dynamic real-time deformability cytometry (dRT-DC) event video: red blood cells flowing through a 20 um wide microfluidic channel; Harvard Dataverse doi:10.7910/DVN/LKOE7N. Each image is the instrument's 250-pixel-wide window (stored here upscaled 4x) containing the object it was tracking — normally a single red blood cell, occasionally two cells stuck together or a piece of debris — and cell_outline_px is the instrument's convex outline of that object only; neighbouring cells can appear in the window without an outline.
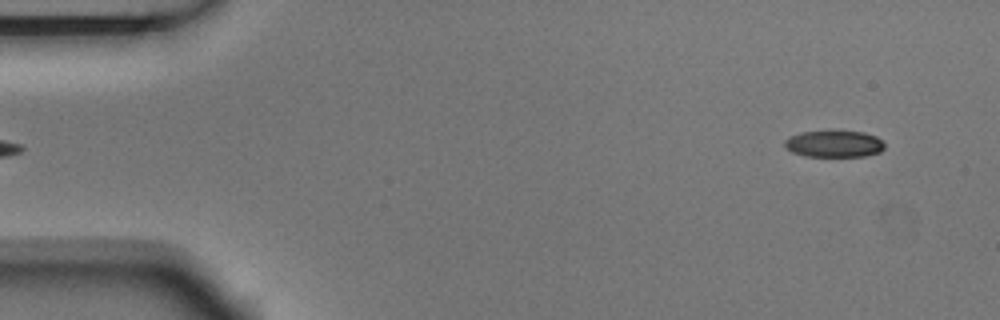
{"species": "Egyptian fruit bat (a non-hibernating species)", "species_latin": "Rousettus aegyptiacus", "temperature_condition": "room temperature", "stored_images_in_passage": 5, "camera_frame_rate_fps": 3000, "um_per_image_px": 0.085, "animal": {"sex": "male"}, "frame": {"image": 1, "passage_image": 5, "time_ms": 1.333, "image_size_px": [1000, 320], "cell_outline_px": [[884, 148], [880, 152], [864, 156], [804, 156], [792, 152], [784, 148], [784, 140], [788, 136], [800, 132], [828, 128], [832, 128], [864, 132], [876, 136], [884, 144]], "centroid_in_image_um": [70.84, 12.17], "position_along_channel_um": 14.2, "area_um2": 16.42}}